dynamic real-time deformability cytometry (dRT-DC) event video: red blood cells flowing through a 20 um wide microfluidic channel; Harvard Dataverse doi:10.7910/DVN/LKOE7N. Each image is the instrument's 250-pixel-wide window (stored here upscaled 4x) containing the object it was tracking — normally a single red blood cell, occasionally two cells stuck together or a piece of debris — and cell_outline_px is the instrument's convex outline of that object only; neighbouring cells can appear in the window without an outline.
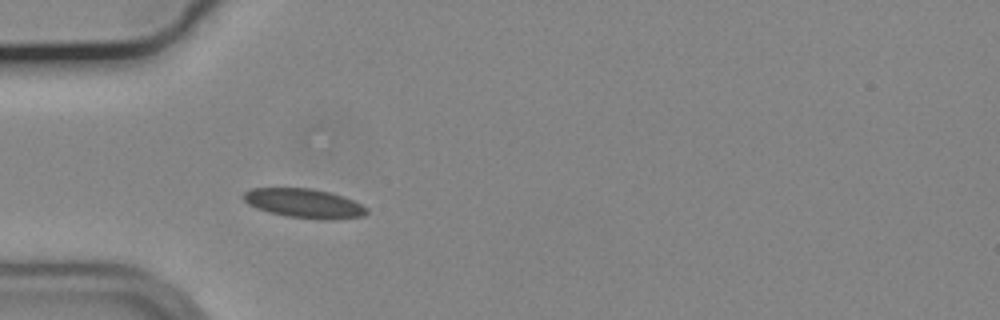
{"species": "common noctule bat (a hibernating species)", "species_latin": "Nyctalus noctula", "temperature_condition": "cold", "stored_images_in_passage": 40, "camera_frame_rate_fps": 3000, "um_per_image_px": 0.085, "animal": {"sex": "male", "body_mass_g": 19.2, "forearm_length_mm": 51.8}, "frame": {"image": 1, "passage_image": 1, "time_ms": 0.0, "image_size_px": [1000, 320], "cell_outline_px": [[368, 212], [364, 216], [336, 220], [320, 220], [288, 216], [268, 212], [256, 208], [248, 204], [244, 200], [244, 192], [252, 188], [312, 188], [328, 192], [352, 200], [368, 208]], "centroid_in_image_um": [25.86, 17.3], "position_along_channel_um": 59.1, "area_um2": 20.98}}
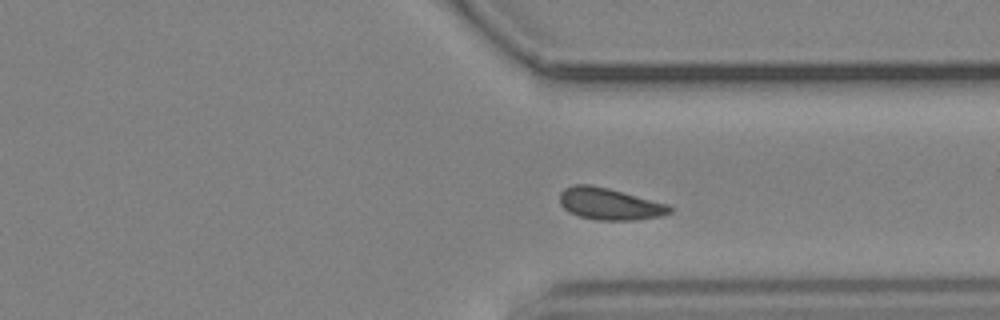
{"frame": {"image": 2, "passage_image": 26, "time_ms": 8.333, "image_size_px": [1000, 320], "cell_outline_px": [[672, 212], [660, 216], [636, 220], [596, 220], [580, 216], [568, 212], [560, 204], [560, 192], [564, 188], [576, 184], [592, 184], [608, 188], [668, 204], [672, 208]], "centroid_in_image_um": [51.79, 17.33], "position_along_channel_um": 359.6, "area_um2": 20.4}}
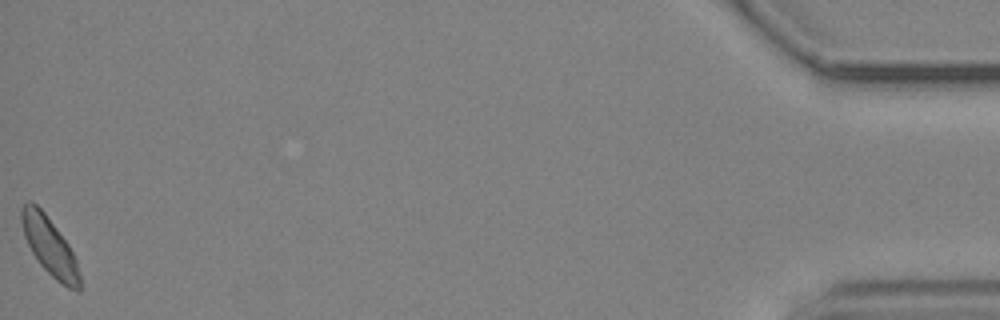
{"frame": {"image": 3, "passage_image": 40, "time_ms": 13.0, "image_size_px": [1000, 320], "cell_outline_px": [[80, 292], [68, 288], [56, 280], [40, 264], [32, 252], [24, 236], [20, 220], [20, 208], [28, 200], [36, 204], [44, 212], [68, 244], [76, 260], [80, 276]], "centroid_in_image_um": [4.2, 20.93], "position_along_channel_um": 431.0, "area_um2": 19.48}, "authors_computed_cell_mechanics": {"area_um2": 19.9699, "velocity_mm_per_s": 3.6582, "shape_relaxation_time_tau1_ms": null, "shape_relaxation_time_tau2_ms": 3.8605, "deformation_change_tau1": null, "deformation_change_tau2": 0.0682}}